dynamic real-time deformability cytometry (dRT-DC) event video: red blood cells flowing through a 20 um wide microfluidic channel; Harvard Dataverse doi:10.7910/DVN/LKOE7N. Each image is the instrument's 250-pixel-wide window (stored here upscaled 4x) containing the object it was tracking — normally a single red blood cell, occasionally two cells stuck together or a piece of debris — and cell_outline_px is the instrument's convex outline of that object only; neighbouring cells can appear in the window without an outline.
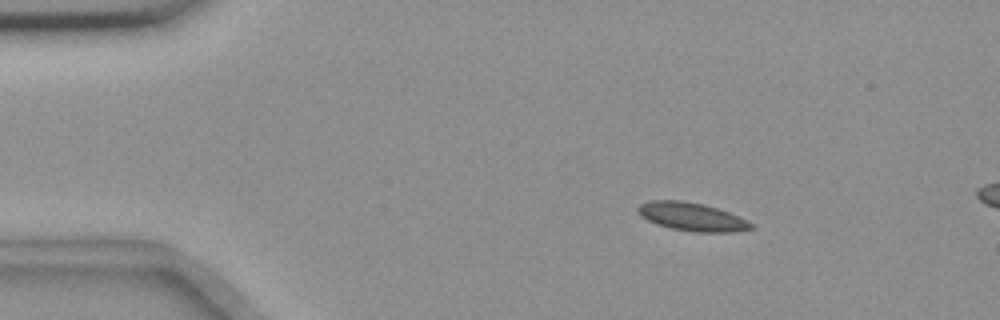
{"species": "common noctule bat (a hibernating species)", "species_latin": "Nyctalus noctula", "temperature_condition": "room temperature", "stored_images_in_passage": 9, "camera_frame_rate_fps": 3000, "um_per_image_px": 0.085, "animal": {"sex": "female", "body_mass_g": 18.4}, "frame": {"image": 1, "passage_image": 1, "time_ms": 0.0, "image_size_px": [1000, 320], "cell_outline_px": [[756, 228], [732, 232], [696, 232], [672, 228], [656, 224], [640, 216], [636, 212], [636, 208], [640, 204], [648, 200], [684, 200], [704, 204], [728, 212], [748, 220], [756, 224]], "centroid_in_image_um": [58.82, 18.42], "position_along_channel_um": 26.2, "area_um2": 18.9}}